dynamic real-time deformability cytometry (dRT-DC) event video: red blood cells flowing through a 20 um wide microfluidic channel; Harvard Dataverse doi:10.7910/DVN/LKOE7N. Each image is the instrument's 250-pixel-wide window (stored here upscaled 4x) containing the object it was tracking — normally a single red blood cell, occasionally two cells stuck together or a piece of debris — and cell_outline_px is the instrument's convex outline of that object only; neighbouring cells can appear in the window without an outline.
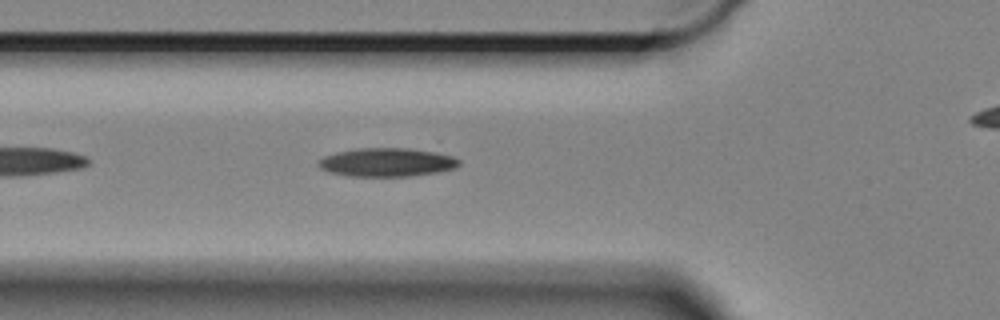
{"species": "Egyptian fruit bat (a non-hibernating species)", "species_latin": "Rousettus aegyptiacus", "temperature_condition": "cold", "stored_images_in_passage": 11, "camera_frame_rate_fps": 3000, "um_per_image_px": 0.085, "animal": {"sex": "female"}, "frame": {"image": 1, "passage_image": 7, "time_ms": 2.0, "image_size_px": [1000, 320], "cell_outline_px": [[460, 164], [456, 168], [436, 172], [408, 176], [348, 176], [328, 172], [320, 168], [316, 164], [316, 160], [324, 156], [336, 152], [360, 148], [408, 148], [432, 152], [452, 156], [460, 160]], "centroid_in_image_um": [32.82, 13.8], "position_along_channel_um": 93.0, "area_um2": 23.41}}
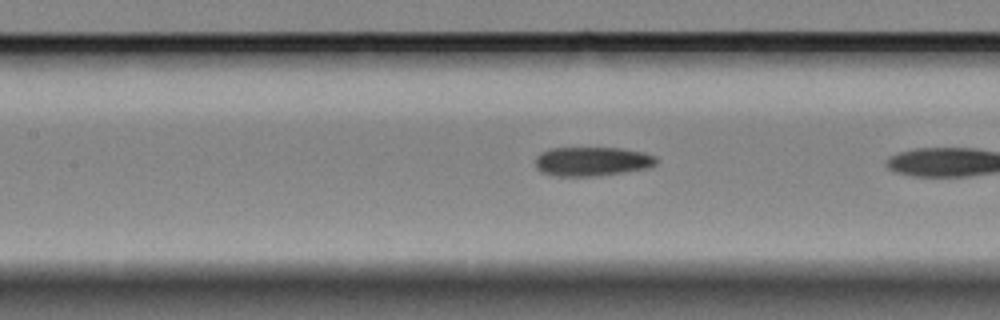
{"frame": {"image": 2, "passage_image": 10, "time_ms": 3.0, "image_size_px": [1000, 320], "cell_outline_px": [[656, 164], [648, 168], [624, 172], [596, 176], [556, 176], [540, 172], [536, 168], [536, 156], [540, 152], [548, 148], [620, 148], [644, 152], [656, 156]], "centroid_in_image_um": [50.3, 13.72], "position_along_channel_um": 157.1, "area_um2": 20.69}}